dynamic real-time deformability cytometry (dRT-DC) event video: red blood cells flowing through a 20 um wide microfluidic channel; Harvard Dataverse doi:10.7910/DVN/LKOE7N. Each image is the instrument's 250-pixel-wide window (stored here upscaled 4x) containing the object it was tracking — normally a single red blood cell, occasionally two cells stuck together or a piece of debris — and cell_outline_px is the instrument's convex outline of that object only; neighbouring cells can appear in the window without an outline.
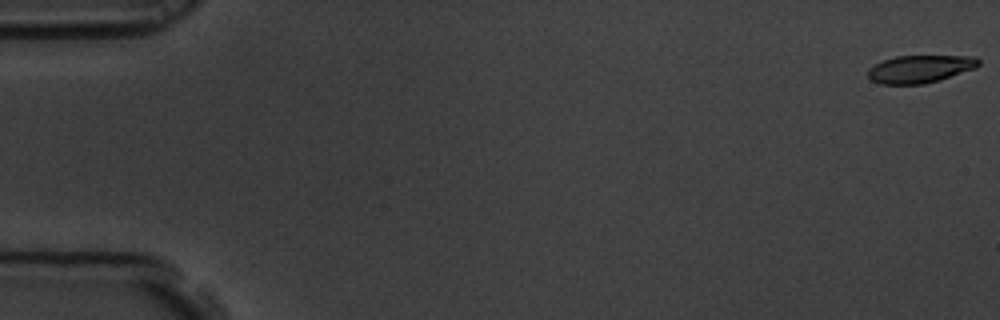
{"species": "common noctule bat (a hibernating species)", "species_latin": "Nyctalus noctula", "temperature_condition": "room temperature", "stored_images_in_passage": 10, "camera_frame_rate_fps": 3000, "um_per_image_px": 0.085, "animal": {"sex": "male", "body_mass_g": 19.5, "forearm_length_mm": 54.6}, "frame": {"image": 1, "passage_image": 1, "time_ms": 0.0, "image_size_px": [1000, 320], "cell_outline_px": [[980, 64], [976, 68], [940, 80], [924, 84], [880, 84], [872, 80], [868, 76], [868, 68], [884, 60], [896, 56], [976, 56], [980, 60]], "centroid_in_image_um": [78.23, 5.86], "position_along_channel_um": 6.8, "area_um2": 17.86}}